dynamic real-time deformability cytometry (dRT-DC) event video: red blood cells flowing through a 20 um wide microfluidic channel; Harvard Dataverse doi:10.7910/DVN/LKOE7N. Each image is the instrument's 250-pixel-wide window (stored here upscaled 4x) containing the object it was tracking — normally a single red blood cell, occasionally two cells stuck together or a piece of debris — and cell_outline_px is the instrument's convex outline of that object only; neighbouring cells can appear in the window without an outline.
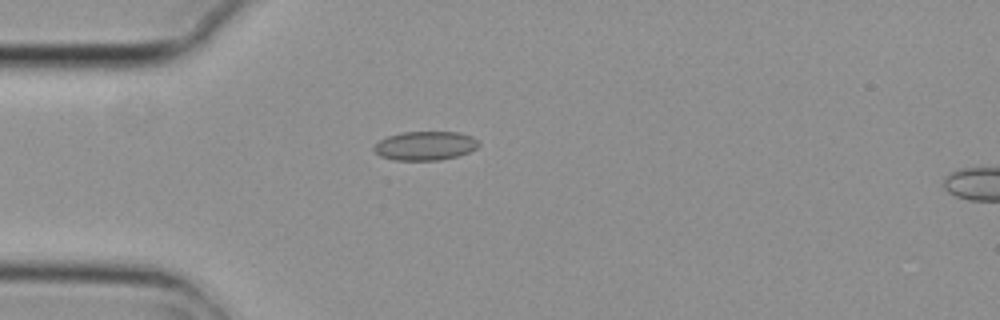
{"species": "common noctule bat (a hibernating species)", "species_latin": "Nyctalus noctula", "temperature_condition": "cold", "stored_images_in_passage": 2, "camera_frame_rate_fps": 3000, "um_per_image_px": 0.085, "animal": {"sex": "female", "body_mass_g": 29.2, "forearm_length_mm": 56.3}, "frame": {"image": 1, "passage_image": 1, "time_ms": 0.0, "image_size_px": [1000, 320], "cell_outline_px": [[480, 144], [476, 148], [468, 152], [456, 156], [440, 160], [396, 160], [380, 156], [372, 148], [380, 140], [388, 136], [400, 132], [460, 132], [472, 136]], "centroid_in_image_um": [36.14, 12.38], "position_along_channel_um": 48.9, "area_um2": 17.57}}